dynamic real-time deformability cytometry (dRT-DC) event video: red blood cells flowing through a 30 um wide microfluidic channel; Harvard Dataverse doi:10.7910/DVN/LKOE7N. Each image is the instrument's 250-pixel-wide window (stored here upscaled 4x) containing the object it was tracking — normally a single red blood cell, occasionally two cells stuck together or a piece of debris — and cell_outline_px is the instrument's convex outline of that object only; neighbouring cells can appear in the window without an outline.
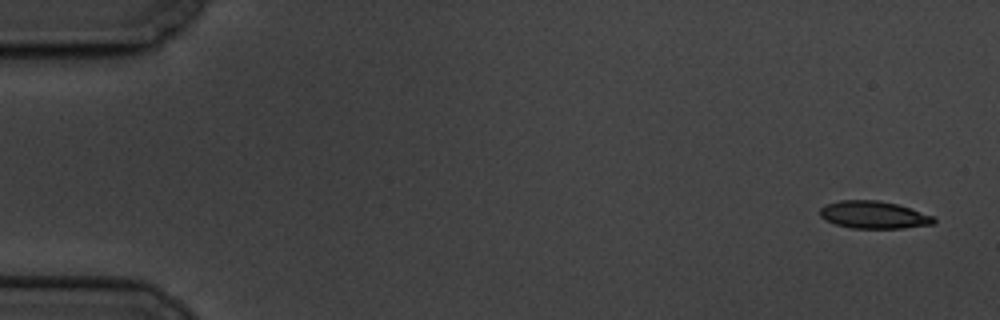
{"species": "common noctule bat (a hibernating species)", "species_latin": "Nyctalus noctula", "temperature_condition": "cold", "stored_images_in_passage": 5, "camera_frame_rate_fps": 3000, "um_per_image_px": 0.085, "animal": {"sex": "male", "body_mass_g": 19.5, "forearm_length_mm": 54.6}, "frame": {"image": 1, "passage_image": 1, "time_ms": 0.0, "image_size_px": [1000, 320], "cell_outline_px": [[936, 224], [904, 228], [852, 228], [836, 224], [824, 220], [820, 216], [820, 208], [824, 204], [840, 200], [880, 200], [896, 204], [932, 216], [936, 220]], "centroid_in_image_um": [74.23, 18.26], "position_along_channel_um": 10.8, "area_um2": 18.21}}
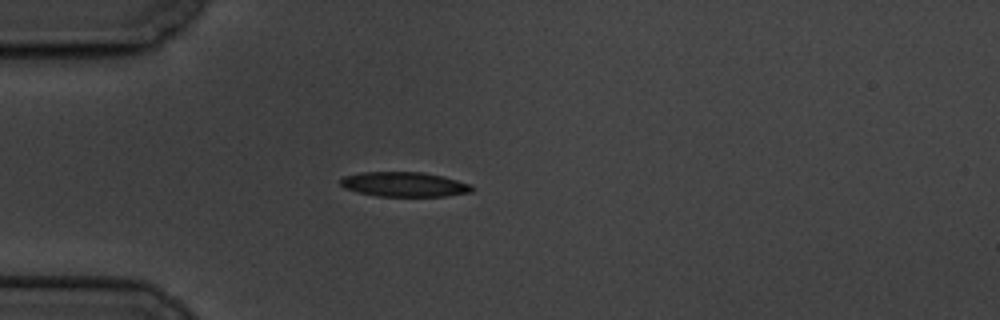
{"frame": {"image": 2, "passage_image": 5, "time_ms": 4.667, "image_size_px": [1000, 320], "cell_outline_px": [[476, 188], [472, 192], [448, 196], [376, 196], [356, 192], [344, 188], [340, 184], [340, 180], [344, 176], [360, 172], [424, 172], [444, 176], [472, 184]], "centroid_in_image_um": [34.4, 15.67], "position_along_channel_um": 50.6, "area_um2": 19.25}}